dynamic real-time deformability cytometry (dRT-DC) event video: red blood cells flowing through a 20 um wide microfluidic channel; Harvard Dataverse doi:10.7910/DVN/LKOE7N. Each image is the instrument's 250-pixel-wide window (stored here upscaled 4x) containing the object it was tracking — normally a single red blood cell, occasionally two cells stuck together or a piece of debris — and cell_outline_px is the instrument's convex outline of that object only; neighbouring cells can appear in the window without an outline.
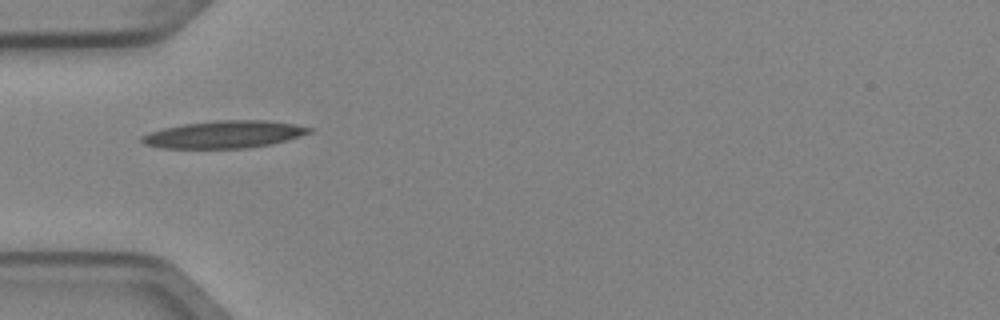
{"species": "Egyptian fruit bat (a non-hibernating species)", "species_latin": "Rousettus aegyptiacus", "temperature_condition": "cold", "stored_images_in_passage": 4, "camera_frame_rate_fps": 3000, "um_per_image_px": 0.085, "animal": {"sex": "female"}, "frame": {"image": 1, "passage_image": 1, "time_ms": 0.0, "image_size_px": [1000, 320], "cell_outline_px": [[312, 132], [288, 140], [272, 144], [248, 148], [160, 148], [144, 144], [140, 140], [140, 136], [148, 132], [164, 128], [184, 124], [216, 120], [268, 120], [296, 124], [312, 128]], "centroid_in_image_um": [19.06, 11.42], "position_along_channel_um": 65.9, "area_um2": 26.88}}
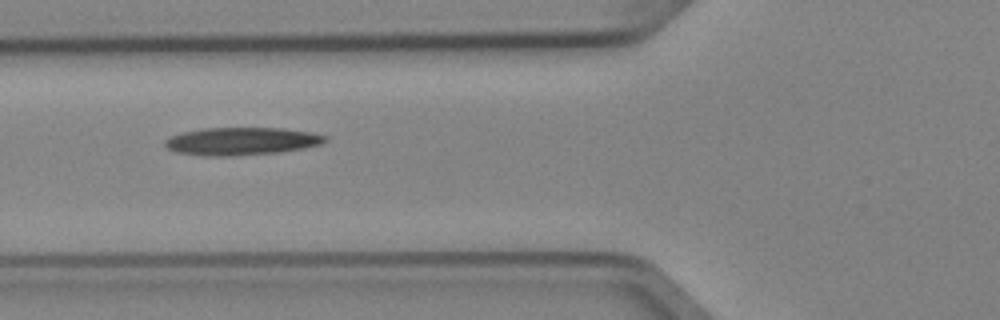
{"frame": {"image": 2, "passage_image": 2, "time_ms": 0.333, "image_size_px": [1000, 320], "cell_outline_px": [[328, 140], [320, 144], [304, 148], [280, 152], [228, 156], [204, 156], [176, 152], [168, 148], [164, 144], [164, 140], [172, 136], [184, 132], [204, 128], [284, 128], [312, 132], [328, 136]], "centroid_in_image_um": [20.56, 12.0], "position_along_channel_um": 105.2, "area_um2": 25.89}}